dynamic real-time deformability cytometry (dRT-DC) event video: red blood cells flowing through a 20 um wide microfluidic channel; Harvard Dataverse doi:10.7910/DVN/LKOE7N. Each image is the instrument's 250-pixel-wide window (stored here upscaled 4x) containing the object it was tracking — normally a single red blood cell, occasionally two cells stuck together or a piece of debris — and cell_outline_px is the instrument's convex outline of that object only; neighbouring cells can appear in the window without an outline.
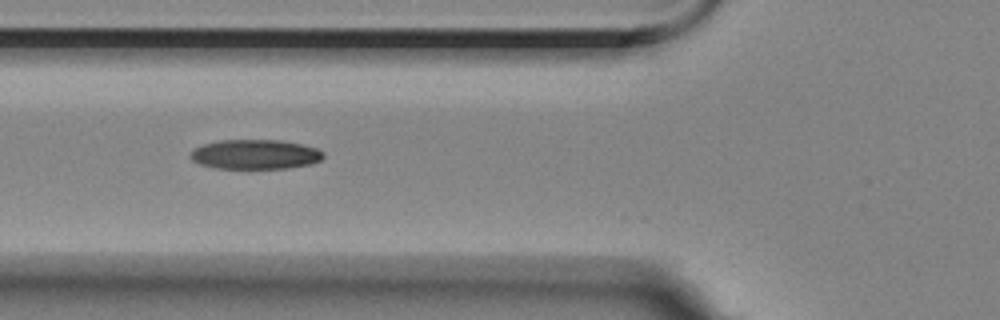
{"species": "Egyptian fruit bat (a non-hibernating species)", "species_latin": "Rousettus aegyptiacus", "temperature_condition": "room temperature", "stored_images_in_passage": 4, "camera_frame_rate_fps": 3000, "um_per_image_px": 0.085, "animal": {"sex": "female"}, "frame": {"image": 1, "passage_image": 3, "time_ms": 2.333, "image_size_px": [1000, 320], "cell_outline_px": [[324, 156], [320, 160], [312, 164], [288, 168], [212, 168], [200, 164], [192, 160], [188, 156], [196, 148], [204, 144], [220, 140], [280, 140], [300, 144], [316, 148], [324, 152]], "centroid_in_image_um": [21.7, 13.12], "position_along_channel_um": 104.1, "area_um2": 22.89}}
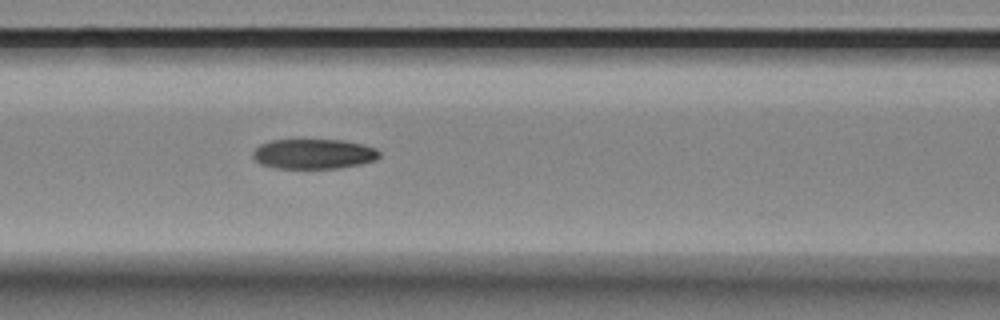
{"frame": {"image": 2, "passage_image": 4, "time_ms": 3.333, "image_size_px": [1000, 320], "cell_outline_px": [[380, 156], [376, 160], [360, 164], [336, 168], [276, 168], [260, 164], [252, 156], [252, 152], [260, 144], [272, 140], [344, 140], [364, 144], [376, 148], [380, 152]], "centroid_in_image_um": [26.67, 13.08], "position_along_channel_um": 139.9, "area_um2": 22.14}}